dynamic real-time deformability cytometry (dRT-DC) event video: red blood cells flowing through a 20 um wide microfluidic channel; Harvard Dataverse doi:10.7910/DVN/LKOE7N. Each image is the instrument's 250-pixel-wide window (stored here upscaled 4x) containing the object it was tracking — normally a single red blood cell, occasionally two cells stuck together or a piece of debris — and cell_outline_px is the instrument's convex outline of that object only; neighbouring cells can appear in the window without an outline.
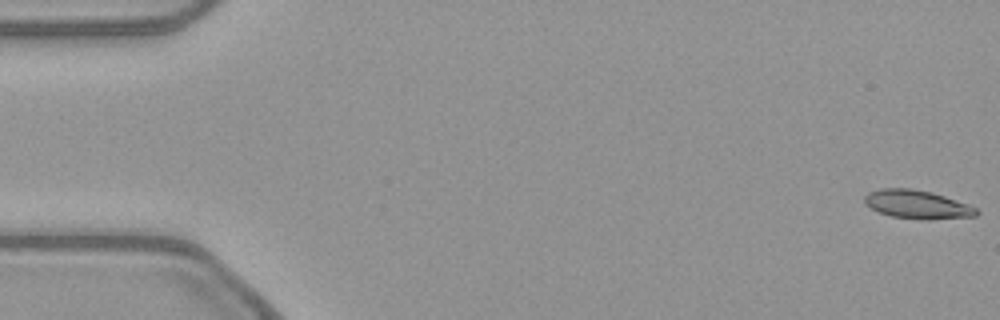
{"species": "common noctule bat (a hibernating species)", "species_latin": "Nyctalus noctula", "temperature_condition": "warm", "stored_images_in_passage": 53, "camera_frame_rate_fps": 3000, "um_per_image_px": 0.085, "animal": {"sex": "female", "body_mass_g": 21.9}, "frame": {"image": 1, "passage_image": 1, "time_ms": 0.0, "image_size_px": [1000, 320], "cell_outline_px": [[980, 212], [976, 216], [892, 216], [880, 212], [864, 204], [864, 196], [868, 192], [880, 188], [912, 188], [932, 192], [968, 204], [976, 208]], "centroid_in_image_um": [77.87, 17.29], "position_along_channel_um": 7.1, "area_um2": 17.4}}
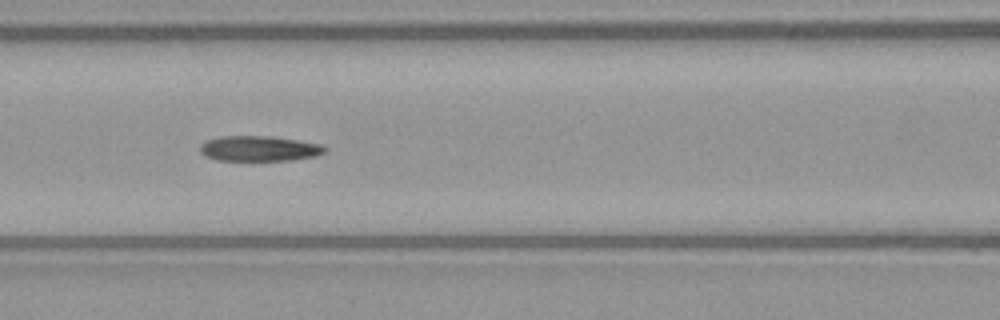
{"frame": {"image": 2, "passage_image": 23, "time_ms": 7.333, "image_size_px": [1000, 320], "cell_outline_px": [[328, 148], [324, 152], [316, 156], [292, 160], [252, 164], [216, 160], [204, 156], [200, 152], [200, 144], [208, 140], [220, 136], [272, 136], [320, 144]], "centroid_in_image_um": [21.98, 12.69], "position_along_channel_um": 144.6, "area_um2": 19.48}}
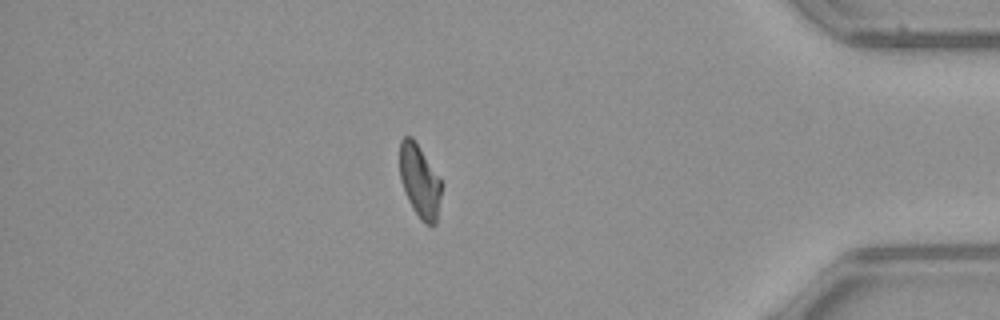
{"frame": {"image": 3, "passage_image": 46, "time_ms": 15.0, "image_size_px": [1000, 320], "cell_outline_px": [[444, 184], [436, 224], [432, 228], [420, 220], [412, 208], [408, 200], [400, 180], [400, 140], [404, 136], [412, 136]], "centroid_in_image_um": [35.7, 15.45], "position_along_channel_um": 399.5, "area_um2": 18.15}, "authors_computed_cell_mechanics": {"area_um2": 18.785, "velocity_mm_per_s": 3.8676, "shape_relaxation_time_tau1_ms": 10.8761, "shape_relaxation_time_tau2_ms": 4.4956, "deformation_change_tau1": 0.2327, "deformation_change_tau2": 0.1108}}